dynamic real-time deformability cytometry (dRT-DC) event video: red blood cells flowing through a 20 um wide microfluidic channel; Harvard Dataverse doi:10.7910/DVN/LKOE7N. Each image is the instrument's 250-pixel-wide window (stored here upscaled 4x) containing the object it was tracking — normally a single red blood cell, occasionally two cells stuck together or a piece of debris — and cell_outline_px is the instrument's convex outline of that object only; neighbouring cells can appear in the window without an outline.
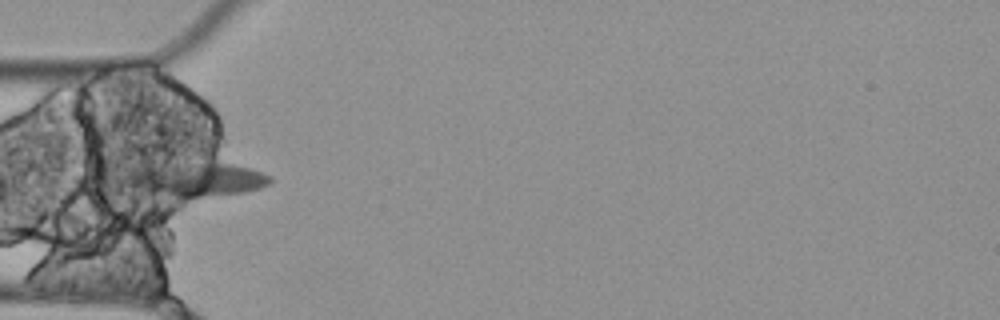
{"species": "Egyptian fruit bat (a non-hibernating species)", "species_latin": "Rousettus aegyptiacus", "temperature_condition": "cold", "stored_images_in_passage": 2, "camera_frame_rate_fps": 3000, "um_per_image_px": 0.085, "animal": {"sex": "female"}, "frame": {"image": 1, "passage_image": 2, "time_ms": 0.333, "image_size_px": [1000, 320], "cell_outline_px": [[272, 180], [268, 184], [260, 188], [244, 192], [184, 200], [176, 200], [128, 184], [128, 176], [136, 168], [192, 164], [232, 164], [248, 168], [272, 176]], "centroid_in_image_um": [16.81, 15.32], "position_along_channel_um": 68.2, "area_um2": 27.57}}